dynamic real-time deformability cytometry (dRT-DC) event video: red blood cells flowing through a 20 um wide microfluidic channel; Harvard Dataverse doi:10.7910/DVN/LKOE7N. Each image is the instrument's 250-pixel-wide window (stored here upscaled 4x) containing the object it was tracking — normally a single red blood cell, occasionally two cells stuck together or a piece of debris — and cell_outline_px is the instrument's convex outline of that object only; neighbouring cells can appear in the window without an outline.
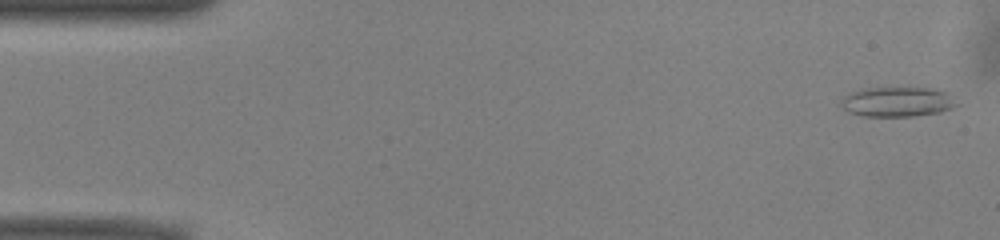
{"species": "common noctule bat (a hibernating species)", "species_latin": "Nyctalus noctula", "temperature_condition": "warm", "stored_images_in_passage": 51, "camera_frame_rate_fps": 3000, "um_per_image_px": 0.085, "animal": {"sex": "male", "body_mass_g": 13.0, "forearm_length_mm": 53.1}, "frame": {"image": 1, "passage_image": 1, "time_ms": 0.0, "image_size_px": [1000, 240], "cell_outline_px": [[964, 104], [940, 112], [912, 116], [864, 116], [848, 112], [836, 104], [844, 96], [852, 92], [864, 88], [936, 88], [948, 92]], "centroid_in_image_um": [76.33, 8.65], "position_along_channel_um": 8.7, "area_um2": 20.63}}
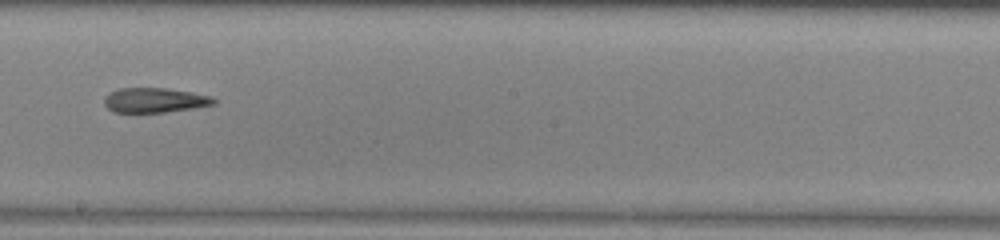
{"frame": {"image": 2, "passage_image": 28, "time_ms": 9.0, "image_size_px": [1000, 240], "cell_outline_px": [[216, 104], [196, 108], [164, 112], [112, 112], [104, 104], [104, 96], [108, 92], [120, 88], [164, 88], [192, 92], [212, 96], [216, 100]], "centroid_in_image_um": [13.15, 8.51], "position_along_channel_um": 235.1, "area_um2": 15.95}}
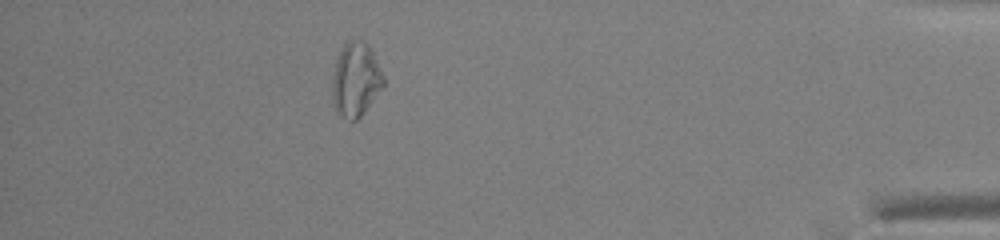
{"frame": {"image": 3, "passage_image": 45, "time_ms": 14.667, "image_size_px": [1000, 240], "cell_outline_px": [[384, 84], [364, 112], [356, 120], [352, 120], [344, 116], [336, 108], [332, 100], [332, 76], [336, 60], [340, 48], [348, 40], [364, 40], [368, 44], [384, 76]], "centroid_in_image_um": [30.22, 6.71], "position_along_channel_um": 405.0, "area_um2": 21.79}}